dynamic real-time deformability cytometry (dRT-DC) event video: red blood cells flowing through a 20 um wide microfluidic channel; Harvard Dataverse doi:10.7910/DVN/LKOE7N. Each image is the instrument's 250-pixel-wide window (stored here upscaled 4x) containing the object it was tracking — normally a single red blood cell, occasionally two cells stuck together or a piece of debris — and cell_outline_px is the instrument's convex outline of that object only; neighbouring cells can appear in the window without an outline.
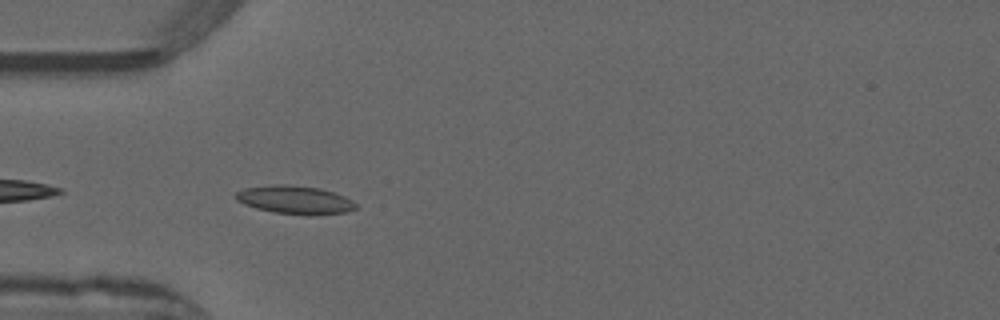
{"species": "common noctule bat (a hibernating species)", "species_latin": "Nyctalus noctula", "temperature_condition": "warm", "stored_images_in_passage": 6, "camera_frame_rate_fps": 3000, "um_per_image_px": 0.085, "animal": {"sex": "male", "forearm_length_mm": 52.5}, "frame": {"image": 1, "passage_image": 2, "time_ms": 0.333, "image_size_px": [1000, 320], "cell_outline_px": [[356, 208], [348, 212], [316, 216], [308, 216], [272, 212], [256, 208], [244, 204], [236, 200], [232, 196], [236, 192], [244, 188], [272, 184], [292, 184], [320, 188], [344, 196], [352, 200], [356, 204]], "centroid_in_image_um": [25.05, 16.99], "position_along_channel_um": 59.9, "area_um2": 20.29}}